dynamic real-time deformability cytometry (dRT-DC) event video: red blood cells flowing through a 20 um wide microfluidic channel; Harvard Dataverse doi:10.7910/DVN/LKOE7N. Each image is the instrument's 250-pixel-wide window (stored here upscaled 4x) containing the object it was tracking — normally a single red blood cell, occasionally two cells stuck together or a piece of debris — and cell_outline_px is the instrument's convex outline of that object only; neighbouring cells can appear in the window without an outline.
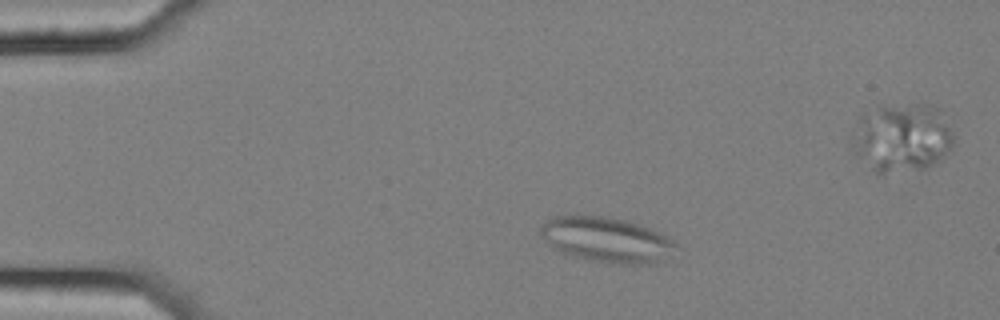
{"species": "common noctule bat (a hibernating species)", "species_latin": "Nyctalus noctula", "temperature_condition": "cold", "stored_images_in_passage": 54, "camera_frame_rate_fps": 3000, "um_per_image_px": 0.085, "animal": {"sex": "female", "body_mass_g": 25.1}, "frame": {"image": 1, "passage_image": 8, "time_ms": 2.333, "image_size_px": [1000, 320], "cell_outline_px": [[676, 244], [672, 256], [648, 264], [608, 264], [588, 260], [560, 252], [540, 236], [540, 228], [552, 216], [608, 216], [628, 220], [652, 228], [676, 240]], "centroid_in_image_um": [51.61, 20.38], "position_along_channel_um": 33.4, "area_um2": 35.95}}
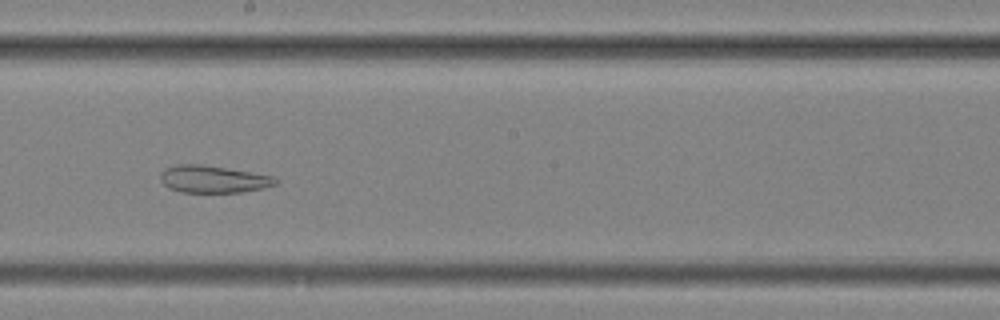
{"frame": {"image": 2, "passage_image": 29, "time_ms": 9.333, "image_size_px": [1000, 320], "cell_outline_px": [[280, 180], [276, 184], [264, 188], [240, 192], [180, 192], [168, 188], [160, 180], [160, 172], [164, 168], [176, 164], [200, 164], [272, 176]], "centroid_in_image_um": [18.07, 15.23], "position_along_channel_um": 230.1, "area_um2": 18.21}}
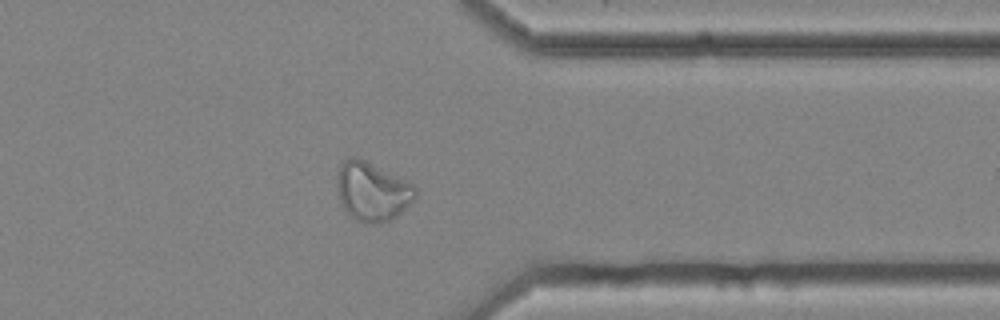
{"frame": {"image": 3, "passage_image": 42, "time_ms": 13.667, "image_size_px": [1000, 320], "cell_outline_px": [[416, 196], [392, 220], [380, 224], [364, 224], [348, 216], [340, 200], [336, 188], [336, 172], [340, 164], [344, 160], [352, 156], [364, 160], [416, 184]], "centroid_in_image_um": [31.61, 16.29], "position_along_channel_um": 379.8, "area_um2": 27.28}, "authors_computed_cell_mechanics": {"area_um2": 27.9463, "velocity_mm_per_s": 3.5557, "shape_relaxation_time_tau1_ms": null, "shape_relaxation_time_tau2_ms": 2.2398, "deformation_change_tau1": null, "deformation_change_tau2": 0.0901}}